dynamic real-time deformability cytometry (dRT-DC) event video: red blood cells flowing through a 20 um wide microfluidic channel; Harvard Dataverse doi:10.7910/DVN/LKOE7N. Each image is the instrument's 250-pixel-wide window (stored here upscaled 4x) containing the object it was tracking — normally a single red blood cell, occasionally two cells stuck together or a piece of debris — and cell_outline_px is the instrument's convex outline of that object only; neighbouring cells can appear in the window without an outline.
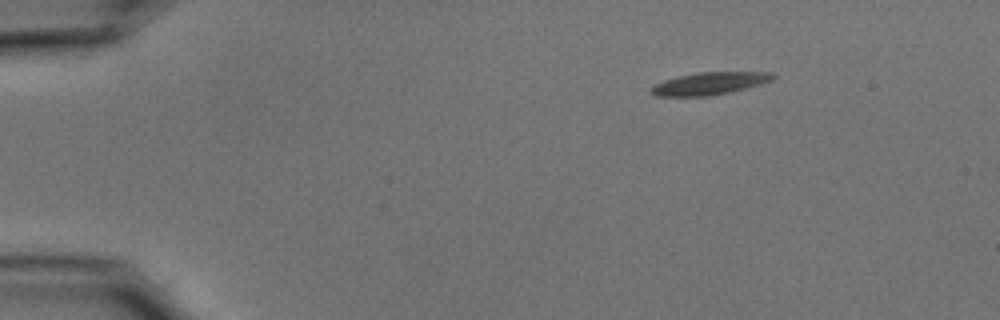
{"species": "common noctule bat (a hibernating species)", "species_latin": "Nyctalus noctula", "temperature_condition": "cold", "stored_images_in_passage": 48, "camera_frame_rate_fps": 3000, "um_per_image_px": 0.085, "animal": {"sex": "male", "body_mass_g": 15.6}, "frame": {"image": 1, "passage_image": 1, "time_ms": 0.0, "image_size_px": [1000, 320], "cell_outline_px": [[776, 76], [772, 80], [760, 84], [712, 96], [656, 96], [652, 92], [652, 88], [656, 84], [664, 80], [676, 76], [696, 72], [772, 72]], "centroid_in_image_um": [60.32, 7.08], "position_along_channel_um": 24.7, "area_um2": 15.78}}
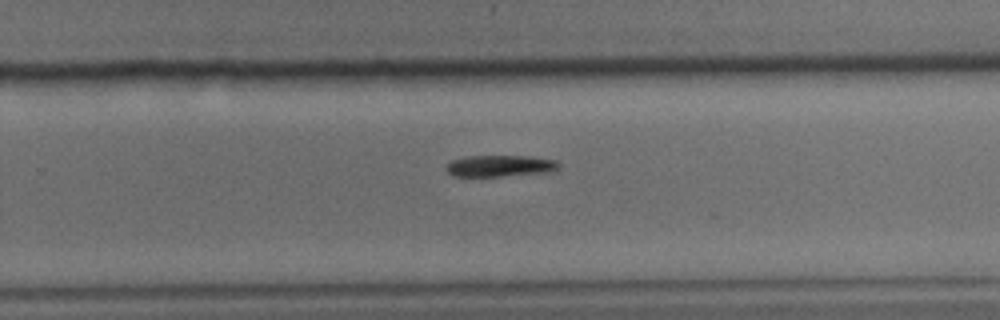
{"frame": {"image": 2, "passage_image": 29, "time_ms": 9.333, "image_size_px": [1000, 320], "cell_outline_px": [[560, 164], [556, 172], [500, 176], [452, 176], [444, 168], [452, 160], [468, 156], [524, 156], [556, 160]], "centroid_in_image_um": [42.53, 14.11], "position_along_channel_um": 287.3, "area_um2": 14.16}}
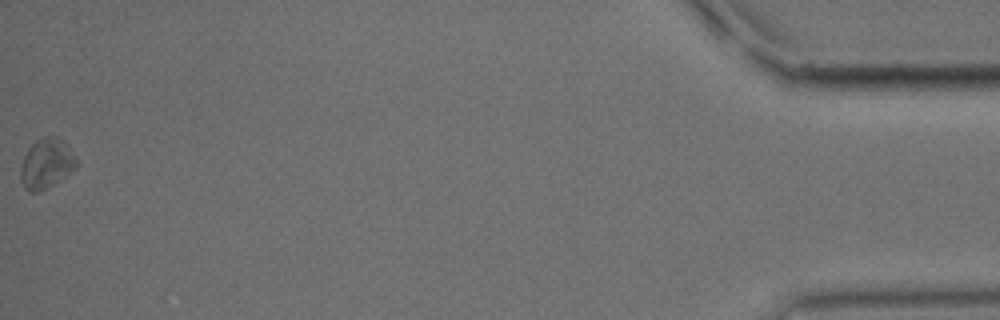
{"frame": {"image": 3, "passage_image": 48, "time_ms": 15.667, "image_size_px": [1000, 320], "cell_outline_px": [[76, 164], [60, 180], [48, 188], [36, 192], [28, 192], [24, 188], [20, 180], [20, 168], [24, 156], [28, 148], [40, 136], [56, 136], [64, 140], [76, 160]], "centroid_in_image_um": [3.88, 13.89], "position_along_channel_um": 431.3, "area_um2": 16.13}, "authors_computed_cell_mechanics": {"area_um2": 15.606, "velocity_mm_per_s": 3.6792, "shape_relaxation_time_tau1_ms": 1.9286, "shape_relaxation_time_tau2_ms": null, "deformation_change_tau1": 0.0918, "deformation_change_tau2": null}}